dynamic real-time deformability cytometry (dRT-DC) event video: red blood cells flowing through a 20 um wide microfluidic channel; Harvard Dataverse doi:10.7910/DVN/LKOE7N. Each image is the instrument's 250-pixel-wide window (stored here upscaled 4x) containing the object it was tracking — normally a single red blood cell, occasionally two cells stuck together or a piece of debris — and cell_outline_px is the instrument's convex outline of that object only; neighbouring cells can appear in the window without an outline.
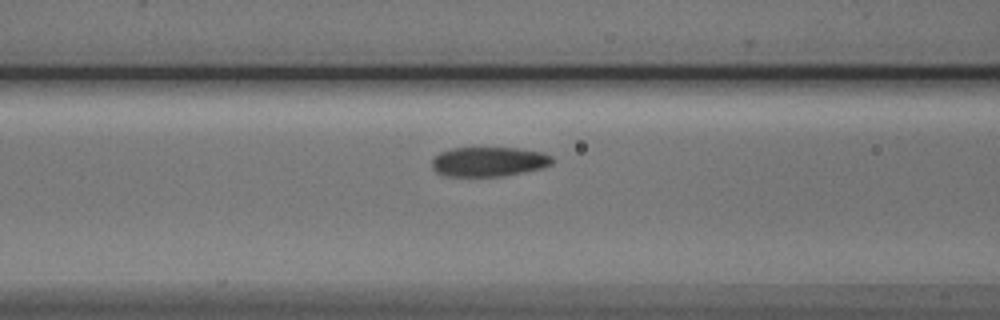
{"species": "Egyptian fruit bat (a non-hibernating species)", "species_latin": "Rousettus aegyptiacus", "temperature_condition": "cold", "stored_images_in_passage": 5, "camera_frame_rate_fps": 3000, "um_per_image_px": 0.085, "animal": {"sex": "male"}, "frame": {"image": 1, "passage_image": 5, "time_ms": 4.667, "image_size_px": [1000, 320], "cell_outline_px": [[552, 164], [544, 168], [504, 176], [444, 176], [436, 172], [432, 168], [432, 160], [440, 152], [452, 148], [516, 148], [544, 152], [552, 156]], "centroid_in_image_um": [41.56, 13.75], "position_along_channel_um": 125.0, "area_um2": 20.87}}